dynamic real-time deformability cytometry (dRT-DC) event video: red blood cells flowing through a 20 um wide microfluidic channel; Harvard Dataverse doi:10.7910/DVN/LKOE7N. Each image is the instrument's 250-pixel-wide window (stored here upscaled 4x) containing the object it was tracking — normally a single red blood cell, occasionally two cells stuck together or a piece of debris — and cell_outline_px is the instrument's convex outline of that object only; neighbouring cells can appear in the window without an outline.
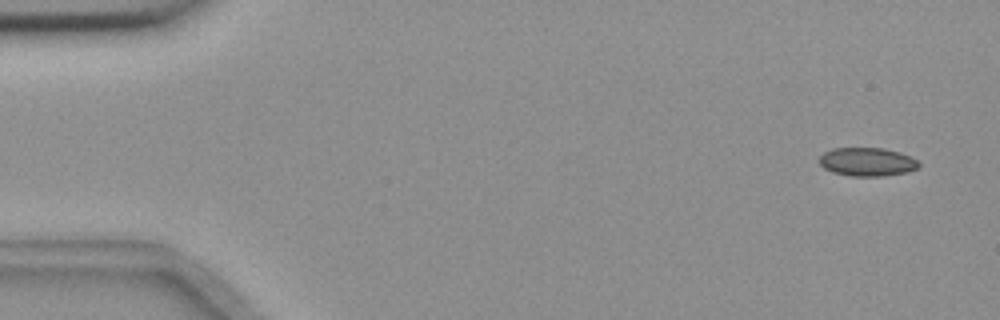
{"species": "common noctule bat (a hibernating species)", "species_latin": "Nyctalus noctula", "temperature_condition": "room temperature", "stored_images_in_passage": 54, "camera_frame_rate_fps": 3000, "um_per_image_px": 0.085, "animal": {"sex": "female", "body_mass_g": 18.4}, "frame": {"image": 1, "passage_image": 3, "time_ms": 0.667, "image_size_px": [1000, 320], "cell_outline_px": [[920, 168], [908, 172], [884, 176], [852, 176], [832, 172], [824, 168], [816, 160], [824, 152], [832, 148], [884, 148], [900, 152], [916, 160], [920, 164]], "centroid_in_image_um": [73.7, 13.76], "position_along_channel_um": 11.3, "area_um2": 16.7}}
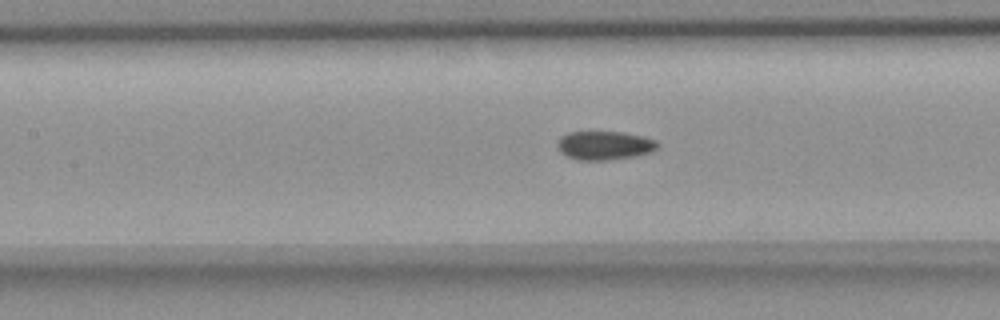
{"frame": {"image": 2, "passage_image": 25, "time_ms": 8.0, "image_size_px": [1000, 320], "cell_outline_px": [[656, 148], [652, 152], [636, 156], [608, 160], [576, 160], [560, 152], [556, 144], [560, 136], [568, 132], [620, 132], [640, 136], [656, 140]], "centroid_in_image_um": [51.33, 12.37], "position_along_channel_um": 156.1, "area_um2": 16.7}}
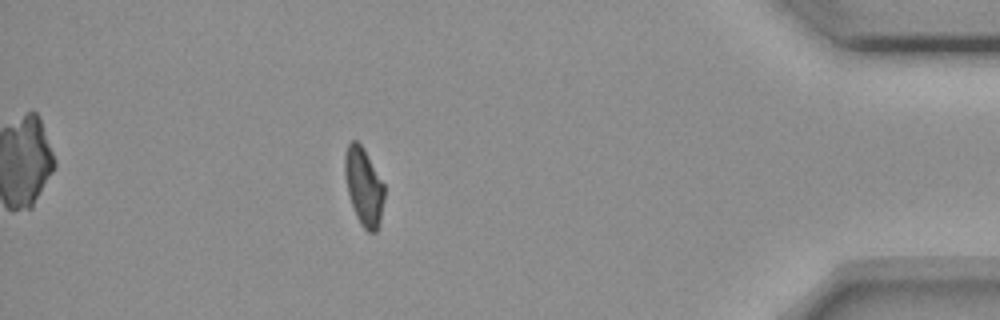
{"frame": {"image": 3, "passage_image": 48, "time_ms": 15.667, "image_size_px": [1000, 320], "cell_outline_px": [[384, 196], [380, 220], [376, 232], [368, 232], [360, 224], [356, 216], [348, 192], [344, 172], [344, 156], [348, 144], [352, 140], [356, 140], [364, 148], [384, 184]], "centroid_in_image_um": [30.91, 15.84], "position_along_channel_um": 404.3, "area_um2": 17.74}, "authors_computed_cell_mechanics": {"area_um2": 17.4556, "velocity_mm_per_s": 3.666, "shape_relaxation_time_tau1_ms": null, "shape_relaxation_time_tau2_ms": 6.1451, "deformation_change_tau1": null, "deformation_change_tau2": 0.0983}}